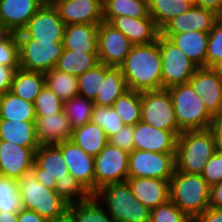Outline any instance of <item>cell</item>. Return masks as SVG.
<instances>
[{
    "mask_svg": "<svg viewBox=\"0 0 222 222\" xmlns=\"http://www.w3.org/2000/svg\"><path fill=\"white\" fill-rule=\"evenodd\" d=\"M193 222H222V209L208 207Z\"/></svg>",
    "mask_w": 222,
    "mask_h": 222,
    "instance_id": "cell-50",
    "label": "cell"
},
{
    "mask_svg": "<svg viewBox=\"0 0 222 222\" xmlns=\"http://www.w3.org/2000/svg\"><path fill=\"white\" fill-rule=\"evenodd\" d=\"M38 148H27L0 140V175L18 180L35 162Z\"/></svg>",
    "mask_w": 222,
    "mask_h": 222,
    "instance_id": "cell-19",
    "label": "cell"
},
{
    "mask_svg": "<svg viewBox=\"0 0 222 222\" xmlns=\"http://www.w3.org/2000/svg\"><path fill=\"white\" fill-rule=\"evenodd\" d=\"M192 5L184 0H150L149 16L161 30L170 20L184 14Z\"/></svg>",
    "mask_w": 222,
    "mask_h": 222,
    "instance_id": "cell-34",
    "label": "cell"
},
{
    "mask_svg": "<svg viewBox=\"0 0 222 222\" xmlns=\"http://www.w3.org/2000/svg\"><path fill=\"white\" fill-rule=\"evenodd\" d=\"M212 69L217 73L218 77L222 81V61L218 62L216 65L212 67Z\"/></svg>",
    "mask_w": 222,
    "mask_h": 222,
    "instance_id": "cell-58",
    "label": "cell"
},
{
    "mask_svg": "<svg viewBox=\"0 0 222 222\" xmlns=\"http://www.w3.org/2000/svg\"><path fill=\"white\" fill-rule=\"evenodd\" d=\"M35 128L40 145H52L70 140L73 133L64 111L54 115H36Z\"/></svg>",
    "mask_w": 222,
    "mask_h": 222,
    "instance_id": "cell-23",
    "label": "cell"
},
{
    "mask_svg": "<svg viewBox=\"0 0 222 222\" xmlns=\"http://www.w3.org/2000/svg\"><path fill=\"white\" fill-rule=\"evenodd\" d=\"M54 7L65 25L100 24L103 20V0H63Z\"/></svg>",
    "mask_w": 222,
    "mask_h": 222,
    "instance_id": "cell-17",
    "label": "cell"
},
{
    "mask_svg": "<svg viewBox=\"0 0 222 222\" xmlns=\"http://www.w3.org/2000/svg\"><path fill=\"white\" fill-rule=\"evenodd\" d=\"M133 138L134 126L124 125L117 134L111 136L108 140L110 145L130 153L134 150Z\"/></svg>",
    "mask_w": 222,
    "mask_h": 222,
    "instance_id": "cell-48",
    "label": "cell"
},
{
    "mask_svg": "<svg viewBox=\"0 0 222 222\" xmlns=\"http://www.w3.org/2000/svg\"><path fill=\"white\" fill-rule=\"evenodd\" d=\"M71 140L92 157H96L109 143L104 130L92 122L74 128Z\"/></svg>",
    "mask_w": 222,
    "mask_h": 222,
    "instance_id": "cell-28",
    "label": "cell"
},
{
    "mask_svg": "<svg viewBox=\"0 0 222 222\" xmlns=\"http://www.w3.org/2000/svg\"><path fill=\"white\" fill-rule=\"evenodd\" d=\"M132 47L128 38L111 24L105 21L99 24L97 54L100 63L120 67Z\"/></svg>",
    "mask_w": 222,
    "mask_h": 222,
    "instance_id": "cell-13",
    "label": "cell"
},
{
    "mask_svg": "<svg viewBox=\"0 0 222 222\" xmlns=\"http://www.w3.org/2000/svg\"><path fill=\"white\" fill-rule=\"evenodd\" d=\"M21 209L18 180L0 175V212H19Z\"/></svg>",
    "mask_w": 222,
    "mask_h": 222,
    "instance_id": "cell-40",
    "label": "cell"
},
{
    "mask_svg": "<svg viewBox=\"0 0 222 222\" xmlns=\"http://www.w3.org/2000/svg\"><path fill=\"white\" fill-rule=\"evenodd\" d=\"M93 108L94 102L80 95L63 101V111L73 129L91 122Z\"/></svg>",
    "mask_w": 222,
    "mask_h": 222,
    "instance_id": "cell-38",
    "label": "cell"
},
{
    "mask_svg": "<svg viewBox=\"0 0 222 222\" xmlns=\"http://www.w3.org/2000/svg\"><path fill=\"white\" fill-rule=\"evenodd\" d=\"M60 1H63V0H42V3L43 5L54 6Z\"/></svg>",
    "mask_w": 222,
    "mask_h": 222,
    "instance_id": "cell-60",
    "label": "cell"
},
{
    "mask_svg": "<svg viewBox=\"0 0 222 222\" xmlns=\"http://www.w3.org/2000/svg\"><path fill=\"white\" fill-rule=\"evenodd\" d=\"M216 144V152L222 155V117L215 119L210 125Z\"/></svg>",
    "mask_w": 222,
    "mask_h": 222,
    "instance_id": "cell-51",
    "label": "cell"
},
{
    "mask_svg": "<svg viewBox=\"0 0 222 222\" xmlns=\"http://www.w3.org/2000/svg\"><path fill=\"white\" fill-rule=\"evenodd\" d=\"M184 1L189 2L192 6H194L195 0H184Z\"/></svg>",
    "mask_w": 222,
    "mask_h": 222,
    "instance_id": "cell-61",
    "label": "cell"
},
{
    "mask_svg": "<svg viewBox=\"0 0 222 222\" xmlns=\"http://www.w3.org/2000/svg\"><path fill=\"white\" fill-rule=\"evenodd\" d=\"M129 90L120 67L105 65V80L101 94L95 98L94 105L112 107L115 100Z\"/></svg>",
    "mask_w": 222,
    "mask_h": 222,
    "instance_id": "cell-30",
    "label": "cell"
},
{
    "mask_svg": "<svg viewBox=\"0 0 222 222\" xmlns=\"http://www.w3.org/2000/svg\"><path fill=\"white\" fill-rule=\"evenodd\" d=\"M67 211L73 216L75 222H114L94 195L79 203L68 205Z\"/></svg>",
    "mask_w": 222,
    "mask_h": 222,
    "instance_id": "cell-35",
    "label": "cell"
},
{
    "mask_svg": "<svg viewBox=\"0 0 222 222\" xmlns=\"http://www.w3.org/2000/svg\"><path fill=\"white\" fill-rule=\"evenodd\" d=\"M19 68L0 65V95L10 91L15 70Z\"/></svg>",
    "mask_w": 222,
    "mask_h": 222,
    "instance_id": "cell-49",
    "label": "cell"
},
{
    "mask_svg": "<svg viewBox=\"0 0 222 222\" xmlns=\"http://www.w3.org/2000/svg\"><path fill=\"white\" fill-rule=\"evenodd\" d=\"M112 107L125 125L135 126L141 121V92L127 90L115 100Z\"/></svg>",
    "mask_w": 222,
    "mask_h": 222,
    "instance_id": "cell-37",
    "label": "cell"
},
{
    "mask_svg": "<svg viewBox=\"0 0 222 222\" xmlns=\"http://www.w3.org/2000/svg\"><path fill=\"white\" fill-rule=\"evenodd\" d=\"M194 6L217 12L222 7V0H195Z\"/></svg>",
    "mask_w": 222,
    "mask_h": 222,
    "instance_id": "cell-54",
    "label": "cell"
},
{
    "mask_svg": "<svg viewBox=\"0 0 222 222\" xmlns=\"http://www.w3.org/2000/svg\"><path fill=\"white\" fill-rule=\"evenodd\" d=\"M55 191L69 205L79 203L90 196L81 184L70 174H67V178L57 180Z\"/></svg>",
    "mask_w": 222,
    "mask_h": 222,
    "instance_id": "cell-42",
    "label": "cell"
},
{
    "mask_svg": "<svg viewBox=\"0 0 222 222\" xmlns=\"http://www.w3.org/2000/svg\"><path fill=\"white\" fill-rule=\"evenodd\" d=\"M172 99L179 128L186 130L209 129L215 118L207 111L200 96L189 83L167 89Z\"/></svg>",
    "mask_w": 222,
    "mask_h": 222,
    "instance_id": "cell-6",
    "label": "cell"
},
{
    "mask_svg": "<svg viewBox=\"0 0 222 222\" xmlns=\"http://www.w3.org/2000/svg\"><path fill=\"white\" fill-rule=\"evenodd\" d=\"M99 63L97 53L76 52L63 49L55 68L78 77Z\"/></svg>",
    "mask_w": 222,
    "mask_h": 222,
    "instance_id": "cell-32",
    "label": "cell"
},
{
    "mask_svg": "<svg viewBox=\"0 0 222 222\" xmlns=\"http://www.w3.org/2000/svg\"><path fill=\"white\" fill-rule=\"evenodd\" d=\"M175 154L134 149L129 153L128 178L170 180L176 169Z\"/></svg>",
    "mask_w": 222,
    "mask_h": 222,
    "instance_id": "cell-10",
    "label": "cell"
},
{
    "mask_svg": "<svg viewBox=\"0 0 222 222\" xmlns=\"http://www.w3.org/2000/svg\"><path fill=\"white\" fill-rule=\"evenodd\" d=\"M216 23V12L192 6L184 14L170 20L161 30L160 34H180L187 31H200L209 33Z\"/></svg>",
    "mask_w": 222,
    "mask_h": 222,
    "instance_id": "cell-20",
    "label": "cell"
},
{
    "mask_svg": "<svg viewBox=\"0 0 222 222\" xmlns=\"http://www.w3.org/2000/svg\"><path fill=\"white\" fill-rule=\"evenodd\" d=\"M20 68L46 73L55 68L63 52V42H40L29 37H18Z\"/></svg>",
    "mask_w": 222,
    "mask_h": 222,
    "instance_id": "cell-9",
    "label": "cell"
},
{
    "mask_svg": "<svg viewBox=\"0 0 222 222\" xmlns=\"http://www.w3.org/2000/svg\"><path fill=\"white\" fill-rule=\"evenodd\" d=\"M23 209L33 210L48 222L62 216L68 203L55 190L43 186L36 178V163L21 173L18 179Z\"/></svg>",
    "mask_w": 222,
    "mask_h": 222,
    "instance_id": "cell-2",
    "label": "cell"
},
{
    "mask_svg": "<svg viewBox=\"0 0 222 222\" xmlns=\"http://www.w3.org/2000/svg\"><path fill=\"white\" fill-rule=\"evenodd\" d=\"M150 222H193L170 199L151 210Z\"/></svg>",
    "mask_w": 222,
    "mask_h": 222,
    "instance_id": "cell-44",
    "label": "cell"
},
{
    "mask_svg": "<svg viewBox=\"0 0 222 222\" xmlns=\"http://www.w3.org/2000/svg\"><path fill=\"white\" fill-rule=\"evenodd\" d=\"M222 61V26L215 23L209 32L206 67L212 68L218 62Z\"/></svg>",
    "mask_w": 222,
    "mask_h": 222,
    "instance_id": "cell-46",
    "label": "cell"
},
{
    "mask_svg": "<svg viewBox=\"0 0 222 222\" xmlns=\"http://www.w3.org/2000/svg\"><path fill=\"white\" fill-rule=\"evenodd\" d=\"M141 121L177 137L183 132L176 121L174 106L167 89L141 92Z\"/></svg>",
    "mask_w": 222,
    "mask_h": 222,
    "instance_id": "cell-8",
    "label": "cell"
},
{
    "mask_svg": "<svg viewBox=\"0 0 222 222\" xmlns=\"http://www.w3.org/2000/svg\"><path fill=\"white\" fill-rule=\"evenodd\" d=\"M45 85L44 73L16 69L10 91L25 101L34 103Z\"/></svg>",
    "mask_w": 222,
    "mask_h": 222,
    "instance_id": "cell-29",
    "label": "cell"
},
{
    "mask_svg": "<svg viewBox=\"0 0 222 222\" xmlns=\"http://www.w3.org/2000/svg\"><path fill=\"white\" fill-rule=\"evenodd\" d=\"M17 222H48L33 210L21 209L18 212Z\"/></svg>",
    "mask_w": 222,
    "mask_h": 222,
    "instance_id": "cell-53",
    "label": "cell"
},
{
    "mask_svg": "<svg viewBox=\"0 0 222 222\" xmlns=\"http://www.w3.org/2000/svg\"><path fill=\"white\" fill-rule=\"evenodd\" d=\"M161 54L162 89L188 83L199 68L169 38L158 36Z\"/></svg>",
    "mask_w": 222,
    "mask_h": 222,
    "instance_id": "cell-7",
    "label": "cell"
},
{
    "mask_svg": "<svg viewBox=\"0 0 222 222\" xmlns=\"http://www.w3.org/2000/svg\"><path fill=\"white\" fill-rule=\"evenodd\" d=\"M62 151L69 174L90 194L95 193L94 157L88 155L71 139L56 144Z\"/></svg>",
    "mask_w": 222,
    "mask_h": 222,
    "instance_id": "cell-14",
    "label": "cell"
},
{
    "mask_svg": "<svg viewBox=\"0 0 222 222\" xmlns=\"http://www.w3.org/2000/svg\"><path fill=\"white\" fill-rule=\"evenodd\" d=\"M99 24L65 25L63 47L66 50L97 53Z\"/></svg>",
    "mask_w": 222,
    "mask_h": 222,
    "instance_id": "cell-25",
    "label": "cell"
},
{
    "mask_svg": "<svg viewBox=\"0 0 222 222\" xmlns=\"http://www.w3.org/2000/svg\"><path fill=\"white\" fill-rule=\"evenodd\" d=\"M0 119L35 121L34 104L8 91L0 95Z\"/></svg>",
    "mask_w": 222,
    "mask_h": 222,
    "instance_id": "cell-31",
    "label": "cell"
},
{
    "mask_svg": "<svg viewBox=\"0 0 222 222\" xmlns=\"http://www.w3.org/2000/svg\"><path fill=\"white\" fill-rule=\"evenodd\" d=\"M93 195L114 222H150L151 210L134 196L127 181L106 185Z\"/></svg>",
    "mask_w": 222,
    "mask_h": 222,
    "instance_id": "cell-4",
    "label": "cell"
},
{
    "mask_svg": "<svg viewBox=\"0 0 222 222\" xmlns=\"http://www.w3.org/2000/svg\"><path fill=\"white\" fill-rule=\"evenodd\" d=\"M120 68L130 90L144 92L162 89L158 40L150 44L133 45Z\"/></svg>",
    "mask_w": 222,
    "mask_h": 222,
    "instance_id": "cell-1",
    "label": "cell"
},
{
    "mask_svg": "<svg viewBox=\"0 0 222 222\" xmlns=\"http://www.w3.org/2000/svg\"><path fill=\"white\" fill-rule=\"evenodd\" d=\"M170 200L191 220L209 207L210 186L201 174L175 169L169 180Z\"/></svg>",
    "mask_w": 222,
    "mask_h": 222,
    "instance_id": "cell-3",
    "label": "cell"
},
{
    "mask_svg": "<svg viewBox=\"0 0 222 222\" xmlns=\"http://www.w3.org/2000/svg\"><path fill=\"white\" fill-rule=\"evenodd\" d=\"M42 5V0H0V22L11 33L20 32Z\"/></svg>",
    "mask_w": 222,
    "mask_h": 222,
    "instance_id": "cell-22",
    "label": "cell"
},
{
    "mask_svg": "<svg viewBox=\"0 0 222 222\" xmlns=\"http://www.w3.org/2000/svg\"><path fill=\"white\" fill-rule=\"evenodd\" d=\"M203 100L207 111L215 118L222 117V81L212 68H198L188 82Z\"/></svg>",
    "mask_w": 222,
    "mask_h": 222,
    "instance_id": "cell-16",
    "label": "cell"
},
{
    "mask_svg": "<svg viewBox=\"0 0 222 222\" xmlns=\"http://www.w3.org/2000/svg\"><path fill=\"white\" fill-rule=\"evenodd\" d=\"M105 80V64L99 63L90 70L78 76V94L94 101L101 94Z\"/></svg>",
    "mask_w": 222,
    "mask_h": 222,
    "instance_id": "cell-39",
    "label": "cell"
},
{
    "mask_svg": "<svg viewBox=\"0 0 222 222\" xmlns=\"http://www.w3.org/2000/svg\"><path fill=\"white\" fill-rule=\"evenodd\" d=\"M35 115H54L63 111V101L46 85L34 101Z\"/></svg>",
    "mask_w": 222,
    "mask_h": 222,
    "instance_id": "cell-43",
    "label": "cell"
},
{
    "mask_svg": "<svg viewBox=\"0 0 222 222\" xmlns=\"http://www.w3.org/2000/svg\"><path fill=\"white\" fill-rule=\"evenodd\" d=\"M209 207L222 209V182L210 187Z\"/></svg>",
    "mask_w": 222,
    "mask_h": 222,
    "instance_id": "cell-52",
    "label": "cell"
},
{
    "mask_svg": "<svg viewBox=\"0 0 222 222\" xmlns=\"http://www.w3.org/2000/svg\"><path fill=\"white\" fill-rule=\"evenodd\" d=\"M134 196L150 210L170 199L169 180L138 177L126 180Z\"/></svg>",
    "mask_w": 222,
    "mask_h": 222,
    "instance_id": "cell-24",
    "label": "cell"
},
{
    "mask_svg": "<svg viewBox=\"0 0 222 222\" xmlns=\"http://www.w3.org/2000/svg\"><path fill=\"white\" fill-rule=\"evenodd\" d=\"M0 140L9 141L27 148H39L35 121L0 119Z\"/></svg>",
    "mask_w": 222,
    "mask_h": 222,
    "instance_id": "cell-27",
    "label": "cell"
},
{
    "mask_svg": "<svg viewBox=\"0 0 222 222\" xmlns=\"http://www.w3.org/2000/svg\"><path fill=\"white\" fill-rule=\"evenodd\" d=\"M216 152L212 131L186 130L177 137L176 170L188 174H201L207 160Z\"/></svg>",
    "mask_w": 222,
    "mask_h": 222,
    "instance_id": "cell-5",
    "label": "cell"
},
{
    "mask_svg": "<svg viewBox=\"0 0 222 222\" xmlns=\"http://www.w3.org/2000/svg\"><path fill=\"white\" fill-rule=\"evenodd\" d=\"M134 149L158 153H176L177 136L169 130L155 128L143 121L134 126Z\"/></svg>",
    "mask_w": 222,
    "mask_h": 222,
    "instance_id": "cell-18",
    "label": "cell"
},
{
    "mask_svg": "<svg viewBox=\"0 0 222 222\" xmlns=\"http://www.w3.org/2000/svg\"><path fill=\"white\" fill-rule=\"evenodd\" d=\"M120 16L148 17V3L141 0H103V20L105 22L109 23L113 18Z\"/></svg>",
    "mask_w": 222,
    "mask_h": 222,
    "instance_id": "cell-33",
    "label": "cell"
},
{
    "mask_svg": "<svg viewBox=\"0 0 222 222\" xmlns=\"http://www.w3.org/2000/svg\"><path fill=\"white\" fill-rule=\"evenodd\" d=\"M36 178L48 189L55 190L59 179L67 178L68 167L61 149L56 145H40L35 152Z\"/></svg>",
    "mask_w": 222,
    "mask_h": 222,
    "instance_id": "cell-15",
    "label": "cell"
},
{
    "mask_svg": "<svg viewBox=\"0 0 222 222\" xmlns=\"http://www.w3.org/2000/svg\"><path fill=\"white\" fill-rule=\"evenodd\" d=\"M216 23L222 26V7L216 12Z\"/></svg>",
    "mask_w": 222,
    "mask_h": 222,
    "instance_id": "cell-59",
    "label": "cell"
},
{
    "mask_svg": "<svg viewBox=\"0 0 222 222\" xmlns=\"http://www.w3.org/2000/svg\"><path fill=\"white\" fill-rule=\"evenodd\" d=\"M129 153L109 143L94 157L95 192L128 178Z\"/></svg>",
    "mask_w": 222,
    "mask_h": 222,
    "instance_id": "cell-11",
    "label": "cell"
},
{
    "mask_svg": "<svg viewBox=\"0 0 222 222\" xmlns=\"http://www.w3.org/2000/svg\"><path fill=\"white\" fill-rule=\"evenodd\" d=\"M91 122L100 126L108 139L117 134L125 125L113 107L97 105H94L92 110Z\"/></svg>",
    "mask_w": 222,
    "mask_h": 222,
    "instance_id": "cell-41",
    "label": "cell"
},
{
    "mask_svg": "<svg viewBox=\"0 0 222 222\" xmlns=\"http://www.w3.org/2000/svg\"><path fill=\"white\" fill-rule=\"evenodd\" d=\"M18 212H0V222H17Z\"/></svg>",
    "mask_w": 222,
    "mask_h": 222,
    "instance_id": "cell-55",
    "label": "cell"
},
{
    "mask_svg": "<svg viewBox=\"0 0 222 222\" xmlns=\"http://www.w3.org/2000/svg\"><path fill=\"white\" fill-rule=\"evenodd\" d=\"M169 38L199 68L206 67L209 33L187 31L180 34H161Z\"/></svg>",
    "mask_w": 222,
    "mask_h": 222,
    "instance_id": "cell-26",
    "label": "cell"
},
{
    "mask_svg": "<svg viewBox=\"0 0 222 222\" xmlns=\"http://www.w3.org/2000/svg\"><path fill=\"white\" fill-rule=\"evenodd\" d=\"M210 187L222 182V155L215 152L206 162L201 173Z\"/></svg>",
    "mask_w": 222,
    "mask_h": 222,
    "instance_id": "cell-47",
    "label": "cell"
},
{
    "mask_svg": "<svg viewBox=\"0 0 222 222\" xmlns=\"http://www.w3.org/2000/svg\"><path fill=\"white\" fill-rule=\"evenodd\" d=\"M45 85L62 101L74 98L78 94V77L53 68L46 72Z\"/></svg>",
    "mask_w": 222,
    "mask_h": 222,
    "instance_id": "cell-36",
    "label": "cell"
},
{
    "mask_svg": "<svg viewBox=\"0 0 222 222\" xmlns=\"http://www.w3.org/2000/svg\"><path fill=\"white\" fill-rule=\"evenodd\" d=\"M141 1H144V2L148 3L150 0H141Z\"/></svg>",
    "mask_w": 222,
    "mask_h": 222,
    "instance_id": "cell-62",
    "label": "cell"
},
{
    "mask_svg": "<svg viewBox=\"0 0 222 222\" xmlns=\"http://www.w3.org/2000/svg\"><path fill=\"white\" fill-rule=\"evenodd\" d=\"M50 222H75L73 216L66 211L62 216L57 217L55 220Z\"/></svg>",
    "mask_w": 222,
    "mask_h": 222,
    "instance_id": "cell-56",
    "label": "cell"
},
{
    "mask_svg": "<svg viewBox=\"0 0 222 222\" xmlns=\"http://www.w3.org/2000/svg\"><path fill=\"white\" fill-rule=\"evenodd\" d=\"M65 23L54 6L42 7L30 18L26 26L17 32L18 37H29L40 42H63Z\"/></svg>",
    "mask_w": 222,
    "mask_h": 222,
    "instance_id": "cell-12",
    "label": "cell"
},
{
    "mask_svg": "<svg viewBox=\"0 0 222 222\" xmlns=\"http://www.w3.org/2000/svg\"><path fill=\"white\" fill-rule=\"evenodd\" d=\"M109 24L122 32L133 45L153 43L160 35V30L150 16L145 18L120 16L113 18Z\"/></svg>",
    "mask_w": 222,
    "mask_h": 222,
    "instance_id": "cell-21",
    "label": "cell"
},
{
    "mask_svg": "<svg viewBox=\"0 0 222 222\" xmlns=\"http://www.w3.org/2000/svg\"><path fill=\"white\" fill-rule=\"evenodd\" d=\"M11 32L0 22V42L5 39Z\"/></svg>",
    "mask_w": 222,
    "mask_h": 222,
    "instance_id": "cell-57",
    "label": "cell"
},
{
    "mask_svg": "<svg viewBox=\"0 0 222 222\" xmlns=\"http://www.w3.org/2000/svg\"><path fill=\"white\" fill-rule=\"evenodd\" d=\"M0 65L20 67L19 43L16 33H10L0 42Z\"/></svg>",
    "mask_w": 222,
    "mask_h": 222,
    "instance_id": "cell-45",
    "label": "cell"
}]
</instances>
